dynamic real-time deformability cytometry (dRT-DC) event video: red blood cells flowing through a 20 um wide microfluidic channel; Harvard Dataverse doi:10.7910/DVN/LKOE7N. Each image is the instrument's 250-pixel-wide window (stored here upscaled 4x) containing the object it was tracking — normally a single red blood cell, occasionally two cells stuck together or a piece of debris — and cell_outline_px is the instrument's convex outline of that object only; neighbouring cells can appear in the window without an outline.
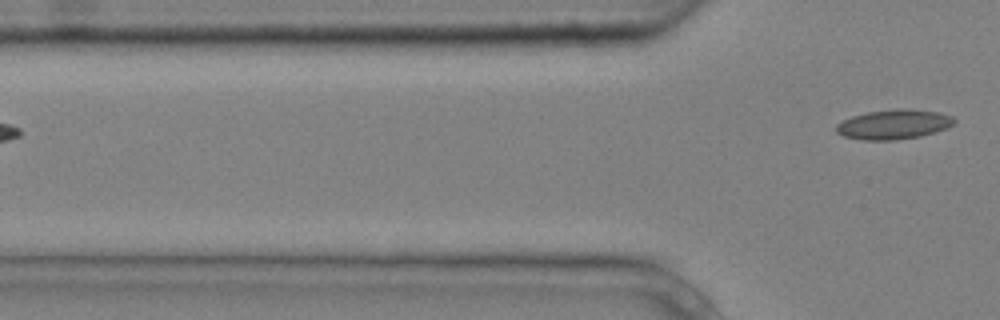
{"species": "common noctule bat (a hibernating species)", "species_latin": "Nyctalus noctula", "temperature_condition": "cold", "stored_images_in_passage": 2, "camera_frame_rate_fps": 3000, "um_per_image_px": 0.085, "animal": {"sex": "male", "body_mass_g": 20.4}, "frame": {"image": 1, "passage_image": 2, "time_ms": 0.333, "image_size_px": [1000, 320], "cell_outline_px": [[956, 120], [948, 128], [920, 136], [896, 140], [860, 140], [844, 136], [836, 132], [836, 124], [852, 116], [868, 112], [896, 108], [912, 108], [940, 112], [952, 116]], "centroid_in_image_um": [75.98, 10.56], "position_along_channel_um": 49.8, "area_um2": 20.58}}